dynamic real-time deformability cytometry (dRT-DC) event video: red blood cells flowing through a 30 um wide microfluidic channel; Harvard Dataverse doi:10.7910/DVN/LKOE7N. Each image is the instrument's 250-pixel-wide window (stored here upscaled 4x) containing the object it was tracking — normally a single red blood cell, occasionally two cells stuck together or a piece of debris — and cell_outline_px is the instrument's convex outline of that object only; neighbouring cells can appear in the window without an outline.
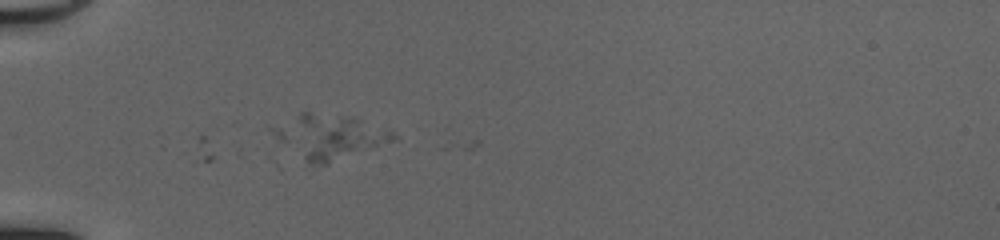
{"species": "common noctule bat (a hibernating species)", "species_latin": "Nyctalus noctula", "temperature_condition": "cold", "stored_images_in_passage": 33, "camera_frame_rate_fps": 3000, "um_per_image_px": 0.085, "animal": {"sex": "female", "body_mass_g": 20.0, "forearm_length_mm": 54.0}, "frame": {"image": 1, "passage_image": 1, "time_ms": 0.0, "image_size_px": [1000, 240], "cell_outline_px": [[396, 140], [328, 164], [308, 164], [304, 156], [320, 132], [340, 116], [360, 120], [384, 128], [392, 132], [396, 136]], "centroid_in_image_um": [29.44, 11.94], "position_along_channel_um": 55.6, "area_um2": 18.5}}
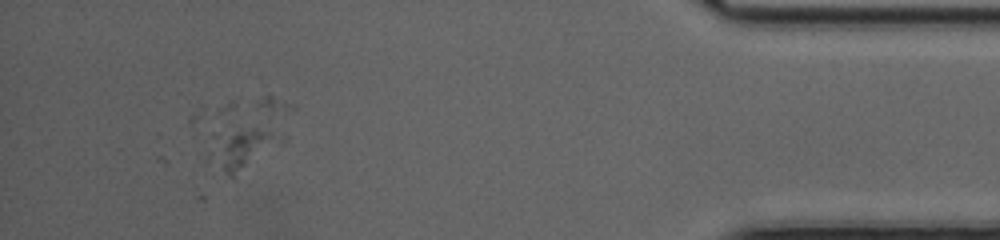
{"frame": {"image": 2, "passage_image": 33, "time_ms": 10.667, "image_size_px": [1000, 240], "cell_outline_px": [[268, 136], [232, 180], [208, 156], [208, 152], [212, 136], [240, 128], [252, 128], [268, 132]], "centroid_in_image_um": [20.0, 12.64], "position_along_channel_um": 415.2, "area_um2": 13.24}}